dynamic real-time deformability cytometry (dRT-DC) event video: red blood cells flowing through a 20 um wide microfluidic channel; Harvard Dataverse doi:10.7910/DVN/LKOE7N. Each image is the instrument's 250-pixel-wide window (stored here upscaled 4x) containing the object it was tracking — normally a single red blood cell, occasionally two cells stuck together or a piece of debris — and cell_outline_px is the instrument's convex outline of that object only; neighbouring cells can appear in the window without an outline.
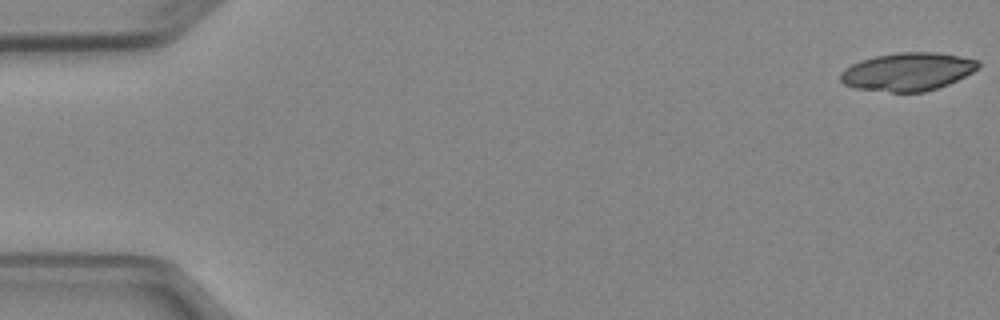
{"species": "Egyptian fruit bat (a non-hibernating species)", "species_latin": "Rousettus aegyptiacus", "temperature_condition": "cold", "stored_images_in_passage": 5, "camera_frame_rate_fps": 3000, "um_per_image_px": 0.085, "animal": {"sex": "female"}, "frame": {"image": 1, "passage_image": 1, "time_ms": 0.0, "image_size_px": [1000, 320], "cell_outline_px": [[980, 64], [972, 72], [948, 84], [924, 92], [892, 92], [856, 88], [844, 84], [840, 80], [840, 72], [844, 68], [860, 60], [876, 56], [900, 52], [936, 52], [980, 60]], "centroid_in_image_um": [77.13, 6.09], "position_along_channel_um": 7.9, "area_um2": 30.4}}
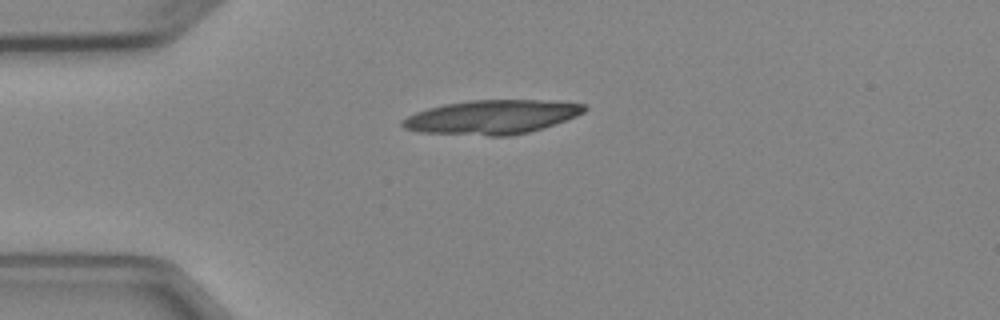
{"frame": {"image": 2, "passage_image": 4, "time_ms": 4.0, "image_size_px": [1000, 320], "cell_outline_px": [[588, 108], [584, 112], [576, 116], [528, 132], [512, 136], [488, 136], [420, 132], [404, 128], [400, 124], [400, 120], [416, 112], [428, 108], [444, 104], [472, 100], [560, 100], [584, 104]], "centroid_in_image_um": [41.81, 9.94], "position_along_channel_um": 43.2, "area_um2": 36.18}}